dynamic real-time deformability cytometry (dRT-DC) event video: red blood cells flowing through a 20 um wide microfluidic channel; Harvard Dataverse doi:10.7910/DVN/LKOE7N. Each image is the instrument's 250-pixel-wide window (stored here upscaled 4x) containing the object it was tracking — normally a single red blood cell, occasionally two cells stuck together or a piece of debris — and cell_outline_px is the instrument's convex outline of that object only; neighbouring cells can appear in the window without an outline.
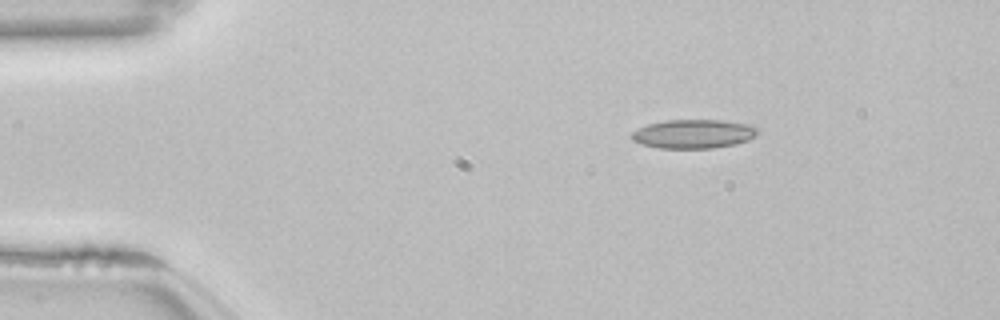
{"species": "common noctule bat (a hibernating species)", "species_latin": "Nyctalus noctula", "temperature_condition": "room temperature", "stored_images_in_passage": 46, "camera_frame_rate_fps": 3000, "um_per_image_px": 0.085, "animal": {"sex": "female", "body_mass_g": 22.7, "forearm_length_mm": 54.2}, "frame": {"image": 1, "passage_image": 1, "time_ms": 0.0, "image_size_px": [1000, 320], "cell_outline_px": [[760, 132], [748, 140], [736, 144], [712, 148], [656, 148], [632, 140], [632, 132], [648, 124], [668, 120], [720, 120], [752, 124]], "centroid_in_image_um": [58.99, 11.38], "position_along_channel_um": 26.0, "area_um2": 21.15}}
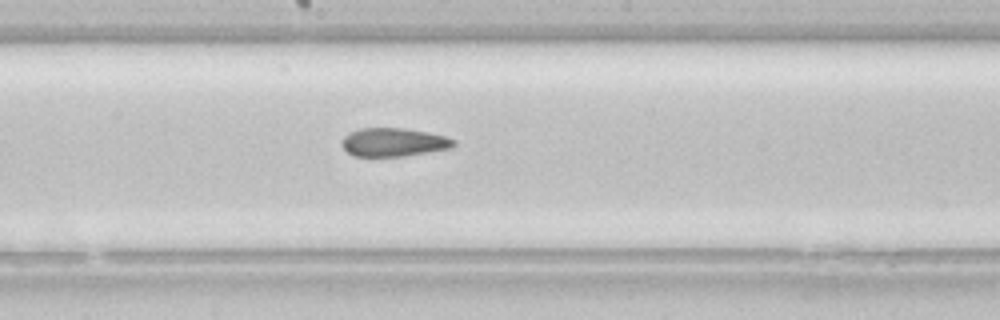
{"frame": {"image": 2, "passage_image": 21, "time_ms": 6.667, "image_size_px": [1000, 320], "cell_outline_px": [[456, 144], [452, 148], [404, 156], [352, 156], [340, 144], [344, 136], [348, 132], [360, 128], [404, 128], [428, 132], [444, 136], [456, 140]], "centroid_in_image_um": [33.45, 12.08], "position_along_channel_um": 214.8, "area_um2": 18.67}}
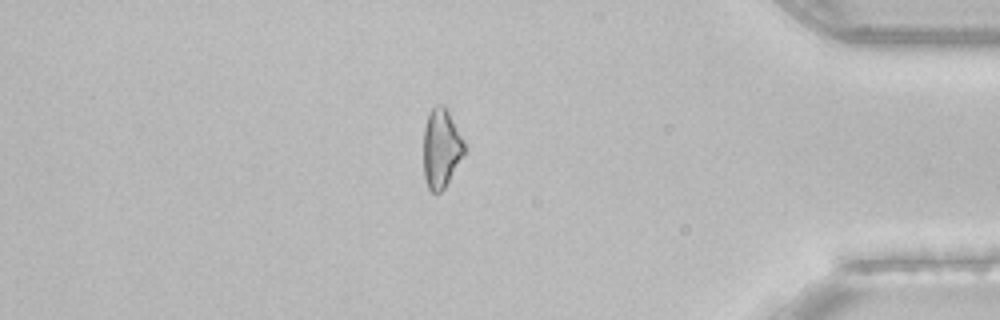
{"frame": {"image": 3, "passage_image": 38, "time_ms": 12.333, "image_size_px": [1000, 320], "cell_outline_px": [[468, 148], [444, 188], [440, 192], [432, 192], [428, 188], [424, 176], [424, 128], [428, 112], [436, 104], [444, 104], [448, 108]], "centroid_in_image_um": [37.53, 12.54], "position_along_channel_um": 397.7, "area_um2": 19.19}, "authors_computed_cell_mechanics": {"area_um2": 19.5364, "velocity_mm_per_s": 3.852, "shape_relaxation_time_tau1_ms": null, "shape_relaxation_time_tau2_ms": 2.8793, "deformation_change_tau1": null, "deformation_change_tau2": 0.098}}